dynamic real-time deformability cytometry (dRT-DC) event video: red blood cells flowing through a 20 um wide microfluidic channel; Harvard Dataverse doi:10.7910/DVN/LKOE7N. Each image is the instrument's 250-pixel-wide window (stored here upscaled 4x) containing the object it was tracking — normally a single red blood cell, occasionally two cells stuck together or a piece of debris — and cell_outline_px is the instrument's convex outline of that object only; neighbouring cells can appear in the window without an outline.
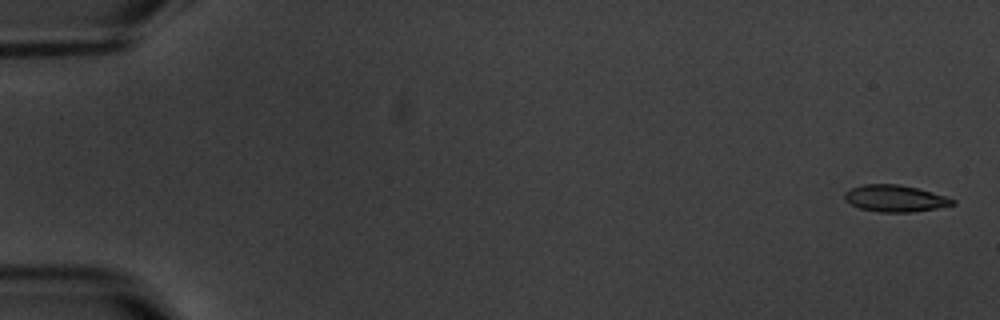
{"species": "common noctule bat (a hibernating species)", "species_latin": "Nyctalus noctula", "temperature_condition": "warm", "stored_images_in_passage": 6, "camera_frame_rate_fps": 3000, "um_per_image_px": 0.085, "animal": {"sex": "male", "body_mass_g": 20.1, "forearm_length_mm": 53.5}, "frame": {"image": 1, "passage_image": 1, "time_ms": 0.0, "image_size_px": [1000, 320], "cell_outline_px": [[956, 204], [936, 208], [912, 212], [880, 212], [860, 208], [844, 200], [844, 192], [852, 188], [864, 184], [900, 184], [932, 192], [956, 200]], "centroid_in_image_um": [76.07, 16.86], "position_along_channel_um": 8.9, "area_um2": 16.7}}
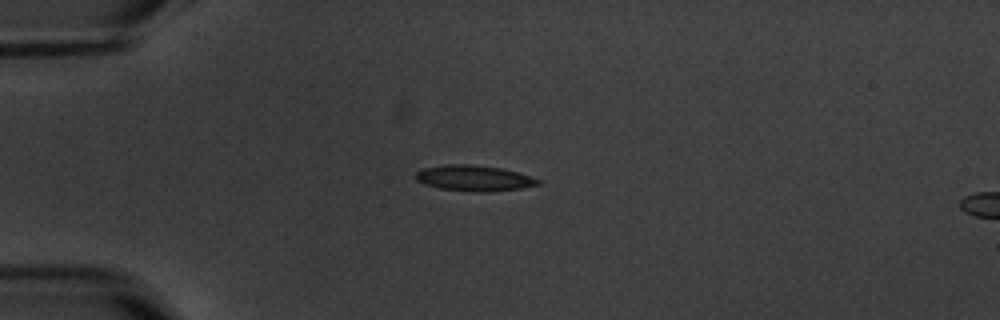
{"frame": {"image": 2, "passage_image": 5, "time_ms": 4.667, "image_size_px": [1000, 320], "cell_outline_px": [[544, 180], [540, 184], [520, 188], [488, 192], [476, 192], [440, 188], [424, 184], [416, 180], [416, 172], [424, 168], [448, 164], [468, 164], [504, 168]], "centroid_in_image_um": [40.34, 15.14], "position_along_channel_um": 44.7, "area_um2": 18.38}}